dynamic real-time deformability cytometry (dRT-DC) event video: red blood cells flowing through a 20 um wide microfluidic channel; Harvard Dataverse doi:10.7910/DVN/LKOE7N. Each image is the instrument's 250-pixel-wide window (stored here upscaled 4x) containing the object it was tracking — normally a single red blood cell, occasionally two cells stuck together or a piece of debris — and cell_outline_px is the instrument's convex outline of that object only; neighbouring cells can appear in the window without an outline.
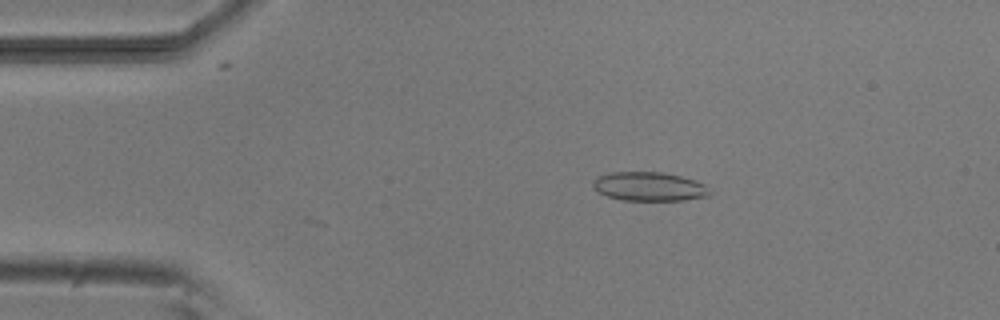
{"species": "common noctule bat (a hibernating species)", "species_latin": "Nyctalus noctula", "temperature_condition": "room temperature", "stored_images_in_passage": 4, "camera_frame_rate_fps": 3000, "um_per_image_px": 0.085, "animal": {"sex": "male", "body_mass_g": 20.5, "forearm_length_mm": 52.5}, "frame": {"image": 1, "passage_image": 3, "time_ms": 2.0, "image_size_px": [1000, 320], "cell_outline_px": [[712, 196], [684, 200], [624, 200], [608, 196], [596, 192], [592, 184], [592, 180], [596, 176], [608, 172], [660, 172], [680, 176], [696, 180], [704, 184]], "centroid_in_image_um": [55.14, 15.85], "position_along_channel_um": 29.9, "area_um2": 19.83}}